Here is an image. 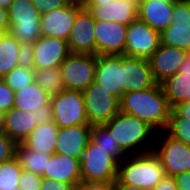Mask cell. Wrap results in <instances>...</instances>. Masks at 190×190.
Here are the masks:
<instances>
[{"label": "cell", "instance_id": "cell-32", "mask_svg": "<svg viewBox=\"0 0 190 190\" xmlns=\"http://www.w3.org/2000/svg\"><path fill=\"white\" fill-rule=\"evenodd\" d=\"M3 80L14 92L22 90L35 81L34 69L17 66Z\"/></svg>", "mask_w": 190, "mask_h": 190}, {"label": "cell", "instance_id": "cell-52", "mask_svg": "<svg viewBox=\"0 0 190 190\" xmlns=\"http://www.w3.org/2000/svg\"><path fill=\"white\" fill-rule=\"evenodd\" d=\"M70 190H81L79 186L72 187Z\"/></svg>", "mask_w": 190, "mask_h": 190}, {"label": "cell", "instance_id": "cell-40", "mask_svg": "<svg viewBox=\"0 0 190 190\" xmlns=\"http://www.w3.org/2000/svg\"><path fill=\"white\" fill-rule=\"evenodd\" d=\"M78 186L81 190H113V182L81 181Z\"/></svg>", "mask_w": 190, "mask_h": 190}, {"label": "cell", "instance_id": "cell-25", "mask_svg": "<svg viewBox=\"0 0 190 190\" xmlns=\"http://www.w3.org/2000/svg\"><path fill=\"white\" fill-rule=\"evenodd\" d=\"M50 95L34 81L24 89L14 92L13 108L21 111H38L50 102Z\"/></svg>", "mask_w": 190, "mask_h": 190}, {"label": "cell", "instance_id": "cell-26", "mask_svg": "<svg viewBox=\"0 0 190 190\" xmlns=\"http://www.w3.org/2000/svg\"><path fill=\"white\" fill-rule=\"evenodd\" d=\"M171 107L182 101H190V72L178 71L160 83Z\"/></svg>", "mask_w": 190, "mask_h": 190}, {"label": "cell", "instance_id": "cell-10", "mask_svg": "<svg viewBox=\"0 0 190 190\" xmlns=\"http://www.w3.org/2000/svg\"><path fill=\"white\" fill-rule=\"evenodd\" d=\"M160 44V32L137 18L127 27L124 56L148 60Z\"/></svg>", "mask_w": 190, "mask_h": 190}, {"label": "cell", "instance_id": "cell-2", "mask_svg": "<svg viewBox=\"0 0 190 190\" xmlns=\"http://www.w3.org/2000/svg\"><path fill=\"white\" fill-rule=\"evenodd\" d=\"M102 126L109 132L126 154L129 155L131 152L133 154L153 152L154 143L149 142V140L156 141L153 137L157 131L145 121L119 111ZM150 143L152 145L149 148ZM146 144L147 147L145 146Z\"/></svg>", "mask_w": 190, "mask_h": 190}, {"label": "cell", "instance_id": "cell-11", "mask_svg": "<svg viewBox=\"0 0 190 190\" xmlns=\"http://www.w3.org/2000/svg\"><path fill=\"white\" fill-rule=\"evenodd\" d=\"M128 25L110 21L95 22V55L125 54Z\"/></svg>", "mask_w": 190, "mask_h": 190}, {"label": "cell", "instance_id": "cell-13", "mask_svg": "<svg viewBox=\"0 0 190 190\" xmlns=\"http://www.w3.org/2000/svg\"><path fill=\"white\" fill-rule=\"evenodd\" d=\"M122 95L156 86L149 61L147 59L121 55Z\"/></svg>", "mask_w": 190, "mask_h": 190}, {"label": "cell", "instance_id": "cell-46", "mask_svg": "<svg viewBox=\"0 0 190 190\" xmlns=\"http://www.w3.org/2000/svg\"><path fill=\"white\" fill-rule=\"evenodd\" d=\"M113 190H145V189L121 183L118 179H116L113 182Z\"/></svg>", "mask_w": 190, "mask_h": 190}, {"label": "cell", "instance_id": "cell-34", "mask_svg": "<svg viewBox=\"0 0 190 190\" xmlns=\"http://www.w3.org/2000/svg\"><path fill=\"white\" fill-rule=\"evenodd\" d=\"M43 176L35 174L34 172L22 170L19 178V190H40Z\"/></svg>", "mask_w": 190, "mask_h": 190}, {"label": "cell", "instance_id": "cell-36", "mask_svg": "<svg viewBox=\"0 0 190 190\" xmlns=\"http://www.w3.org/2000/svg\"><path fill=\"white\" fill-rule=\"evenodd\" d=\"M33 43H21L18 54V65L23 68L34 69Z\"/></svg>", "mask_w": 190, "mask_h": 190}, {"label": "cell", "instance_id": "cell-21", "mask_svg": "<svg viewBox=\"0 0 190 190\" xmlns=\"http://www.w3.org/2000/svg\"><path fill=\"white\" fill-rule=\"evenodd\" d=\"M174 3L162 0H139L137 18L161 33L173 22Z\"/></svg>", "mask_w": 190, "mask_h": 190}, {"label": "cell", "instance_id": "cell-7", "mask_svg": "<svg viewBox=\"0 0 190 190\" xmlns=\"http://www.w3.org/2000/svg\"><path fill=\"white\" fill-rule=\"evenodd\" d=\"M82 93L90 126L104 125L120 111L119 98L95 81Z\"/></svg>", "mask_w": 190, "mask_h": 190}, {"label": "cell", "instance_id": "cell-48", "mask_svg": "<svg viewBox=\"0 0 190 190\" xmlns=\"http://www.w3.org/2000/svg\"><path fill=\"white\" fill-rule=\"evenodd\" d=\"M178 71H189L190 72V51H187L185 59Z\"/></svg>", "mask_w": 190, "mask_h": 190}, {"label": "cell", "instance_id": "cell-37", "mask_svg": "<svg viewBox=\"0 0 190 190\" xmlns=\"http://www.w3.org/2000/svg\"><path fill=\"white\" fill-rule=\"evenodd\" d=\"M39 15L47 14L49 11L68 5L70 0H31Z\"/></svg>", "mask_w": 190, "mask_h": 190}, {"label": "cell", "instance_id": "cell-54", "mask_svg": "<svg viewBox=\"0 0 190 190\" xmlns=\"http://www.w3.org/2000/svg\"><path fill=\"white\" fill-rule=\"evenodd\" d=\"M71 2L79 3L81 0H70Z\"/></svg>", "mask_w": 190, "mask_h": 190}, {"label": "cell", "instance_id": "cell-1", "mask_svg": "<svg viewBox=\"0 0 190 190\" xmlns=\"http://www.w3.org/2000/svg\"><path fill=\"white\" fill-rule=\"evenodd\" d=\"M119 103L121 112L145 121L155 130L158 129L157 133L168 126L172 107L160 84L145 90L124 93Z\"/></svg>", "mask_w": 190, "mask_h": 190}, {"label": "cell", "instance_id": "cell-29", "mask_svg": "<svg viewBox=\"0 0 190 190\" xmlns=\"http://www.w3.org/2000/svg\"><path fill=\"white\" fill-rule=\"evenodd\" d=\"M34 76L35 81L50 96L57 95L65 90L60 67L34 70Z\"/></svg>", "mask_w": 190, "mask_h": 190}, {"label": "cell", "instance_id": "cell-27", "mask_svg": "<svg viewBox=\"0 0 190 190\" xmlns=\"http://www.w3.org/2000/svg\"><path fill=\"white\" fill-rule=\"evenodd\" d=\"M15 157L22 169L42 176L47 169V161H49L51 155L34 151L23 142H20L17 144Z\"/></svg>", "mask_w": 190, "mask_h": 190}, {"label": "cell", "instance_id": "cell-30", "mask_svg": "<svg viewBox=\"0 0 190 190\" xmlns=\"http://www.w3.org/2000/svg\"><path fill=\"white\" fill-rule=\"evenodd\" d=\"M91 139L106 150L105 152L111 155L118 163H121L126 158L127 154L102 125L91 126Z\"/></svg>", "mask_w": 190, "mask_h": 190}, {"label": "cell", "instance_id": "cell-31", "mask_svg": "<svg viewBox=\"0 0 190 190\" xmlns=\"http://www.w3.org/2000/svg\"><path fill=\"white\" fill-rule=\"evenodd\" d=\"M16 157L0 164V190H19L18 182L22 173Z\"/></svg>", "mask_w": 190, "mask_h": 190}, {"label": "cell", "instance_id": "cell-35", "mask_svg": "<svg viewBox=\"0 0 190 190\" xmlns=\"http://www.w3.org/2000/svg\"><path fill=\"white\" fill-rule=\"evenodd\" d=\"M17 143L3 131H0V164L16 156Z\"/></svg>", "mask_w": 190, "mask_h": 190}, {"label": "cell", "instance_id": "cell-9", "mask_svg": "<svg viewBox=\"0 0 190 190\" xmlns=\"http://www.w3.org/2000/svg\"><path fill=\"white\" fill-rule=\"evenodd\" d=\"M160 132L165 134V138L160 136L159 142L162 145H156V148L154 146L153 152L160 160L165 174L174 177L190 171V146L170 136L165 130ZM161 137H163V141Z\"/></svg>", "mask_w": 190, "mask_h": 190}, {"label": "cell", "instance_id": "cell-22", "mask_svg": "<svg viewBox=\"0 0 190 190\" xmlns=\"http://www.w3.org/2000/svg\"><path fill=\"white\" fill-rule=\"evenodd\" d=\"M42 176L70 184L72 187L78 186L81 182L80 159L54 153L47 161V169Z\"/></svg>", "mask_w": 190, "mask_h": 190}, {"label": "cell", "instance_id": "cell-42", "mask_svg": "<svg viewBox=\"0 0 190 190\" xmlns=\"http://www.w3.org/2000/svg\"><path fill=\"white\" fill-rule=\"evenodd\" d=\"M173 178L178 190H190V171L178 174Z\"/></svg>", "mask_w": 190, "mask_h": 190}, {"label": "cell", "instance_id": "cell-43", "mask_svg": "<svg viewBox=\"0 0 190 190\" xmlns=\"http://www.w3.org/2000/svg\"><path fill=\"white\" fill-rule=\"evenodd\" d=\"M172 110L181 118L190 120V101H182L172 107Z\"/></svg>", "mask_w": 190, "mask_h": 190}, {"label": "cell", "instance_id": "cell-18", "mask_svg": "<svg viewBox=\"0 0 190 190\" xmlns=\"http://www.w3.org/2000/svg\"><path fill=\"white\" fill-rule=\"evenodd\" d=\"M187 51L169 45L160 44L148 59L155 81L160 84L168 77L178 73Z\"/></svg>", "mask_w": 190, "mask_h": 190}, {"label": "cell", "instance_id": "cell-33", "mask_svg": "<svg viewBox=\"0 0 190 190\" xmlns=\"http://www.w3.org/2000/svg\"><path fill=\"white\" fill-rule=\"evenodd\" d=\"M165 131L170 136L190 146V120L179 117L173 110H171Z\"/></svg>", "mask_w": 190, "mask_h": 190}, {"label": "cell", "instance_id": "cell-14", "mask_svg": "<svg viewBox=\"0 0 190 190\" xmlns=\"http://www.w3.org/2000/svg\"><path fill=\"white\" fill-rule=\"evenodd\" d=\"M34 70L60 67L71 54L66 40L41 35L34 43Z\"/></svg>", "mask_w": 190, "mask_h": 190}, {"label": "cell", "instance_id": "cell-17", "mask_svg": "<svg viewBox=\"0 0 190 190\" xmlns=\"http://www.w3.org/2000/svg\"><path fill=\"white\" fill-rule=\"evenodd\" d=\"M95 21H110L129 25L137 19L139 0H114L95 6H81Z\"/></svg>", "mask_w": 190, "mask_h": 190}, {"label": "cell", "instance_id": "cell-38", "mask_svg": "<svg viewBox=\"0 0 190 190\" xmlns=\"http://www.w3.org/2000/svg\"><path fill=\"white\" fill-rule=\"evenodd\" d=\"M14 91L0 78V111L7 112L13 108Z\"/></svg>", "mask_w": 190, "mask_h": 190}, {"label": "cell", "instance_id": "cell-19", "mask_svg": "<svg viewBox=\"0 0 190 190\" xmlns=\"http://www.w3.org/2000/svg\"><path fill=\"white\" fill-rule=\"evenodd\" d=\"M90 139L91 126L89 124L59 128L55 153L81 159Z\"/></svg>", "mask_w": 190, "mask_h": 190}, {"label": "cell", "instance_id": "cell-53", "mask_svg": "<svg viewBox=\"0 0 190 190\" xmlns=\"http://www.w3.org/2000/svg\"><path fill=\"white\" fill-rule=\"evenodd\" d=\"M162 1H165V2H177L178 0H162Z\"/></svg>", "mask_w": 190, "mask_h": 190}, {"label": "cell", "instance_id": "cell-12", "mask_svg": "<svg viewBox=\"0 0 190 190\" xmlns=\"http://www.w3.org/2000/svg\"><path fill=\"white\" fill-rule=\"evenodd\" d=\"M161 44L190 51V0L174 3L173 22L160 33Z\"/></svg>", "mask_w": 190, "mask_h": 190}, {"label": "cell", "instance_id": "cell-50", "mask_svg": "<svg viewBox=\"0 0 190 190\" xmlns=\"http://www.w3.org/2000/svg\"><path fill=\"white\" fill-rule=\"evenodd\" d=\"M4 125V112L0 111V131H2Z\"/></svg>", "mask_w": 190, "mask_h": 190}, {"label": "cell", "instance_id": "cell-16", "mask_svg": "<svg viewBox=\"0 0 190 190\" xmlns=\"http://www.w3.org/2000/svg\"><path fill=\"white\" fill-rule=\"evenodd\" d=\"M82 9L80 3L68 5L49 11L40 16L41 35L68 40L76 14Z\"/></svg>", "mask_w": 190, "mask_h": 190}, {"label": "cell", "instance_id": "cell-51", "mask_svg": "<svg viewBox=\"0 0 190 190\" xmlns=\"http://www.w3.org/2000/svg\"><path fill=\"white\" fill-rule=\"evenodd\" d=\"M5 33H6V31L0 30V40H1V38L4 36Z\"/></svg>", "mask_w": 190, "mask_h": 190}, {"label": "cell", "instance_id": "cell-8", "mask_svg": "<svg viewBox=\"0 0 190 190\" xmlns=\"http://www.w3.org/2000/svg\"><path fill=\"white\" fill-rule=\"evenodd\" d=\"M97 56L70 54L61 64L64 89L83 91L95 81Z\"/></svg>", "mask_w": 190, "mask_h": 190}, {"label": "cell", "instance_id": "cell-3", "mask_svg": "<svg viewBox=\"0 0 190 190\" xmlns=\"http://www.w3.org/2000/svg\"><path fill=\"white\" fill-rule=\"evenodd\" d=\"M165 176L164 168L154 152L129 154L118 163L117 179L145 190H152Z\"/></svg>", "mask_w": 190, "mask_h": 190}, {"label": "cell", "instance_id": "cell-4", "mask_svg": "<svg viewBox=\"0 0 190 190\" xmlns=\"http://www.w3.org/2000/svg\"><path fill=\"white\" fill-rule=\"evenodd\" d=\"M90 139L80 159L81 181L114 182L118 162Z\"/></svg>", "mask_w": 190, "mask_h": 190}, {"label": "cell", "instance_id": "cell-39", "mask_svg": "<svg viewBox=\"0 0 190 190\" xmlns=\"http://www.w3.org/2000/svg\"><path fill=\"white\" fill-rule=\"evenodd\" d=\"M33 112H35L36 116V126H38L39 124L50 123L53 121V110L52 104L50 102L42 106V110Z\"/></svg>", "mask_w": 190, "mask_h": 190}, {"label": "cell", "instance_id": "cell-20", "mask_svg": "<svg viewBox=\"0 0 190 190\" xmlns=\"http://www.w3.org/2000/svg\"><path fill=\"white\" fill-rule=\"evenodd\" d=\"M95 82L120 99L122 96L121 55H98Z\"/></svg>", "mask_w": 190, "mask_h": 190}, {"label": "cell", "instance_id": "cell-44", "mask_svg": "<svg viewBox=\"0 0 190 190\" xmlns=\"http://www.w3.org/2000/svg\"><path fill=\"white\" fill-rule=\"evenodd\" d=\"M152 190H178L172 176H165Z\"/></svg>", "mask_w": 190, "mask_h": 190}, {"label": "cell", "instance_id": "cell-15", "mask_svg": "<svg viewBox=\"0 0 190 190\" xmlns=\"http://www.w3.org/2000/svg\"><path fill=\"white\" fill-rule=\"evenodd\" d=\"M95 22L86 9L82 8L76 14L67 40L71 54L95 55Z\"/></svg>", "mask_w": 190, "mask_h": 190}, {"label": "cell", "instance_id": "cell-6", "mask_svg": "<svg viewBox=\"0 0 190 190\" xmlns=\"http://www.w3.org/2000/svg\"><path fill=\"white\" fill-rule=\"evenodd\" d=\"M50 103L53 121L59 128L89 124L82 91L65 89L51 96Z\"/></svg>", "mask_w": 190, "mask_h": 190}, {"label": "cell", "instance_id": "cell-24", "mask_svg": "<svg viewBox=\"0 0 190 190\" xmlns=\"http://www.w3.org/2000/svg\"><path fill=\"white\" fill-rule=\"evenodd\" d=\"M59 127L54 123L39 124L23 143L37 152L53 155L56 150Z\"/></svg>", "mask_w": 190, "mask_h": 190}, {"label": "cell", "instance_id": "cell-45", "mask_svg": "<svg viewBox=\"0 0 190 190\" xmlns=\"http://www.w3.org/2000/svg\"><path fill=\"white\" fill-rule=\"evenodd\" d=\"M9 14L8 10L0 8V30H4L6 32L9 31Z\"/></svg>", "mask_w": 190, "mask_h": 190}, {"label": "cell", "instance_id": "cell-23", "mask_svg": "<svg viewBox=\"0 0 190 190\" xmlns=\"http://www.w3.org/2000/svg\"><path fill=\"white\" fill-rule=\"evenodd\" d=\"M35 112L12 108L4 113L2 131L17 144L23 142L36 127Z\"/></svg>", "mask_w": 190, "mask_h": 190}, {"label": "cell", "instance_id": "cell-47", "mask_svg": "<svg viewBox=\"0 0 190 190\" xmlns=\"http://www.w3.org/2000/svg\"><path fill=\"white\" fill-rule=\"evenodd\" d=\"M114 0H81L79 3L81 6H95L101 3L112 2Z\"/></svg>", "mask_w": 190, "mask_h": 190}, {"label": "cell", "instance_id": "cell-5", "mask_svg": "<svg viewBox=\"0 0 190 190\" xmlns=\"http://www.w3.org/2000/svg\"><path fill=\"white\" fill-rule=\"evenodd\" d=\"M8 14V32L20 43H34L41 36L40 15L31 0H13Z\"/></svg>", "mask_w": 190, "mask_h": 190}, {"label": "cell", "instance_id": "cell-28", "mask_svg": "<svg viewBox=\"0 0 190 190\" xmlns=\"http://www.w3.org/2000/svg\"><path fill=\"white\" fill-rule=\"evenodd\" d=\"M20 42L9 32L0 40V78L3 79L18 65Z\"/></svg>", "mask_w": 190, "mask_h": 190}, {"label": "cell", "instance_id": "cell-49", "mask_svg": "<svg viewBox=\"0 0 190 190\" xmlns=\"http://www.w3.org/2000/svg\"><path fill=\"white\" fill-rule=\"evenodd\" d=\"M12 2H13V0H0V8H3L5 10H9Z\"/></svg>", "mask_w": 190, "mask_h": 190}, {"label": "cell", "instance_id": "cell-41", "mask_svg": "<svg viewBox=\"0 0 190 190\" xmlns=\"http://www.w3.org/2000/svg\"><path fill=\"white\" fill-rule=\"evenodd\" d=\"M71 188L72 186L70 184L49 178H43L40 190H70Z\"/></svg>", "mask_w": 190, "mask_h": 190}]
</instances>
